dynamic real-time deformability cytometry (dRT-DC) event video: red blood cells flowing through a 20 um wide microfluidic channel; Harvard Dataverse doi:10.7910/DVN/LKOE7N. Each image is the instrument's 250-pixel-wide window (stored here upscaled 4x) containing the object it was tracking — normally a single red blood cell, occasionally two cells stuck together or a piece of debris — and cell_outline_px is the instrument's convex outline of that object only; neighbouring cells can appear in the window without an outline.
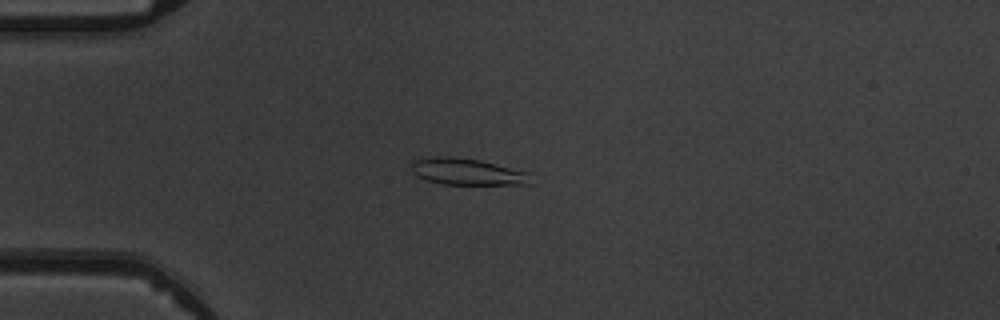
{"species": "common noctule bat (a hibernating species)", "species_latin": "Nyctalus noctula", "temperature_condition": "warm", "stored_images_in_passage": 7, "camera_frame_rate_fps": 3000, "um_per_image_px": 0.085, "animal": {"sex": "male", "body_mass_g": 19.5, "forearm_length_mm": 54.6}, "frame": {"image": 1, "passage_image": 4, "time_ms": 3.333, "image_size_px": [1000, 320], "cell_outline_px": [[532, 184], [444, 184], [428, 180], [416, 176], [412, 172], [412, 160], [432, 156], [448, 156], [480, 160], [528, 172]], "centroid_in_image_um": [39.68, 14.59], "position_along_channel_um": 45.3, "area_um2": 18.38}}
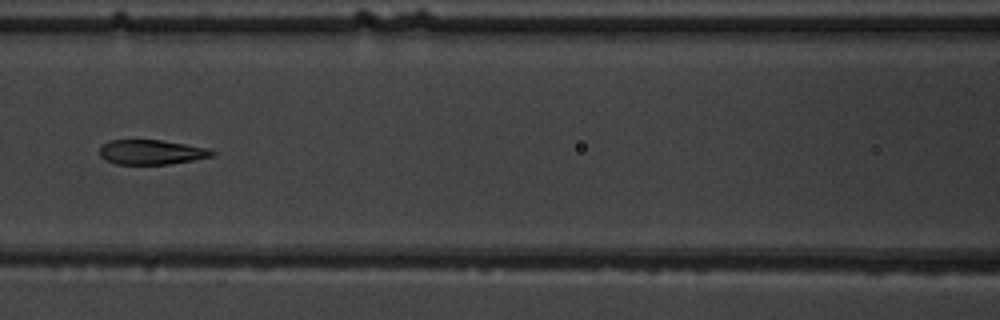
{"frame": {"image": 2, "passage_image": 7, "time_ms": 6.667, "image_size_px": [1000, 320], "cell_outline_px": [[216, 152], [212, 156], [192, 160], [168, 164], [116, 164], [104, 160], [100, 156], [100, 148], [108, 140], [160, 140], [208, 148]], "centroid_in_image_um": [12.84, 12.93], "position_along_channel_um": 153.8, "area_um2": 16.07}}